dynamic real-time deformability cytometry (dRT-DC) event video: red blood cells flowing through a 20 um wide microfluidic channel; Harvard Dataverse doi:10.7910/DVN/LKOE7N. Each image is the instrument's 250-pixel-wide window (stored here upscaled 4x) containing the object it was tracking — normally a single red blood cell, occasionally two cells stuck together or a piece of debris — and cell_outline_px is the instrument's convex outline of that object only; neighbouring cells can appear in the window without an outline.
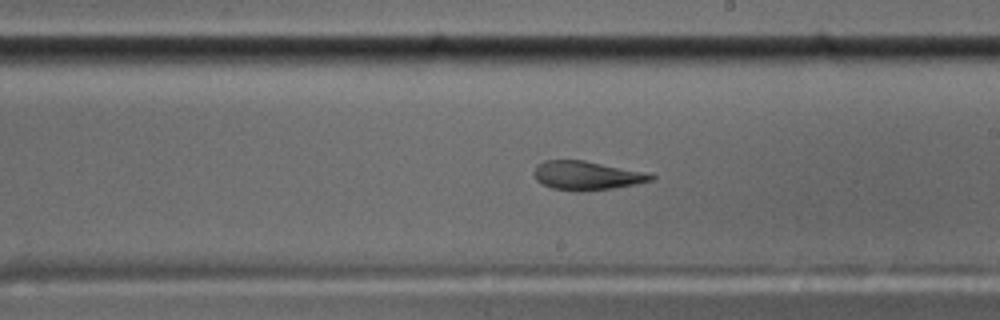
{"species": "common noctule bat (a hibernating species)", "species_latin": "Nyctalus noctula", "temperature_condition": "cold", "stored_images_in_passage": 58, "camera_frame_rate_fps": 3000, "um_per_image_px": 0.085, "animal": {"sex": "male", "body_mass_g": 17.5, "forearm_length_mm": 52.3}, "frame": {"image": 1, "passage_image": 34, "time_ms": 11.0, "image_size_px": [1000, 320], "cell_outline_px": [[656, 176], [652, 180], [612, 188], [580, 192], [576, 192], [552, 188], [536, 180], [532, 172], [536, 164], [544, 160], [584, 160], [640, 172]], "centroid_in_image_um": [49.74, 14.92], "position_along_channel_um": 239.3, "area_um2": 19.36}}
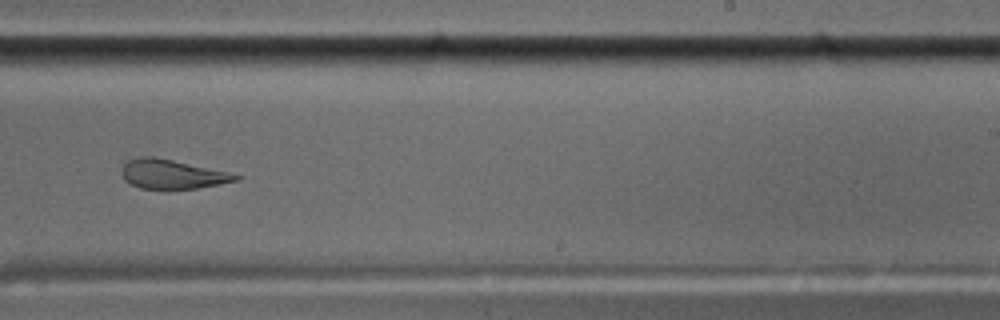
{"frame": {"image": 2, "passage_image": 37, "time_ms": 12.0, "image_size_px": [1000, 320], "cell_outline_px": [[240, 180], [220, 184], [196, 188], [168, 192], [140, 188], [124, 180], [120, 172], [120, 168], [128, 160], [140, 156], [152, 156], [172, 160], [228, 172], [240, 176]], "centroid_in_image_um": [14.57, 14.85], "position_along_channel_um": 274.4, "area_um2": 20.0}}
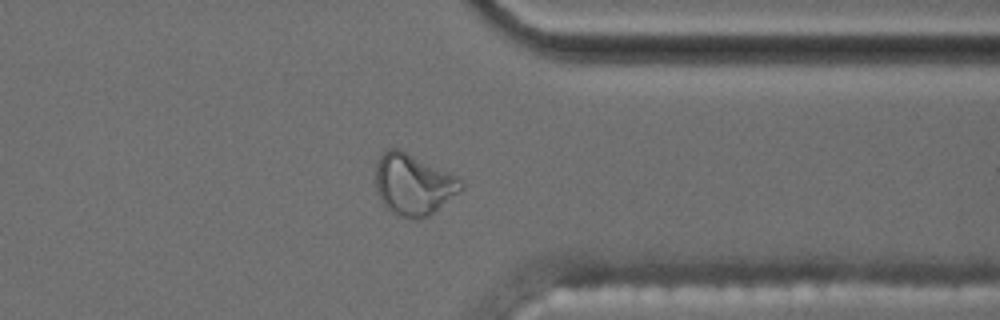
{"frame": {"image": 3, "passage_image": 46, "time_ms": 15.0, "image_size_px": [1000, 320], "cell_outline_px": [[464, 188], [428, 216], [412, 220], [400, 216], [392, 212], [380, 200], [376, 192], [376, 160], [388, 148], [400, 148], [456, 176], [464, 184]], "centroid_in_image_um": [35.1, 15.67], "position_along_channel_um": 376.3, "area_um2": 30.4}, "authors_computed_cell_mechanics": {"area_um2": 20.4323, "velocity_mm_per_s": 3.5196, "shape_relaxation_time_tau1_ms": null, "shape_relaxation_time_tau2_ms": 2.2353, "deformation_change_tau1": null, "deformation_change_tau2": 0.101}}